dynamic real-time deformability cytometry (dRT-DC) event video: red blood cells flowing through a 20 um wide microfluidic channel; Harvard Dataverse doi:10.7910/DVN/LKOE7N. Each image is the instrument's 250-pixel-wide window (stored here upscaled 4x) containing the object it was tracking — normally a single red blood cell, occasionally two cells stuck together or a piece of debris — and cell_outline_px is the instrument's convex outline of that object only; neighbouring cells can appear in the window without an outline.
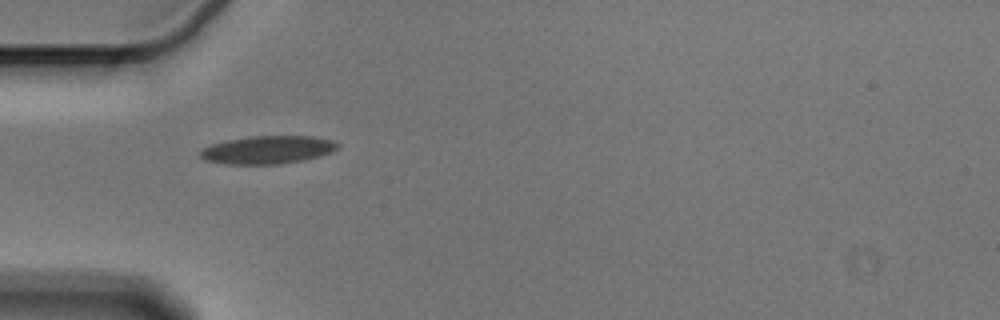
{"species": "Egyptian fruit bat (a non-hibernating species)", "species_latin": "Rousettus aegyptiacus", "temperature_condition": "cold", "stored_images_in_passage": 40, "camera_frame_rate_fps": 3000, "um_per_image_px": 0.085, "animal": {"sex": "male"}, "frame": {"image": 1, "passage_image": 1, "time_ms": 0.0, "image_size_px": [1000, 320], "cell_outline_px": [[340, 148], [332, 152], [320, 156], [304, 160], [280, 164], [224, 164], [204, 160], [200, 156], [200, 148], [212, 144], [228, 140], [252, 136], [312, 136], [332, 140], [340, 144]], "centroid_in_image_um": [22.77, 12.74], "position_along_channel_um": 62.2, "area_um2": 22.6}}
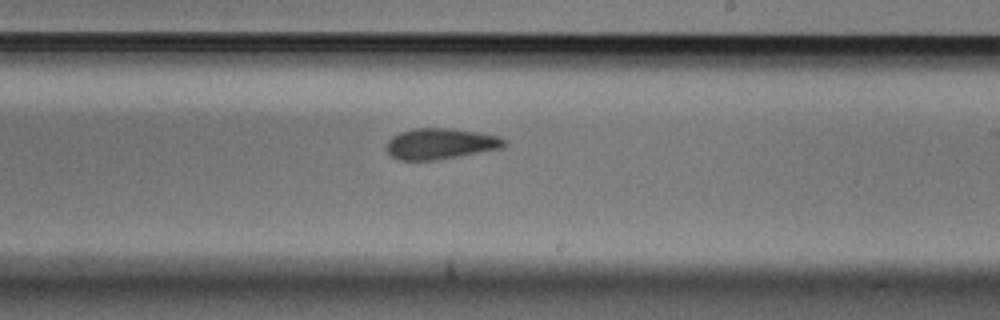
{"frame": {"image": 2, "passage_image": 17, "time_ms": 5.333, "image_size_px": [1000, 320], "cell_outline_px": [[508, 144], [500, 148], [436, 160], [400, 160], [392, 156], [384, 148], [388, 140], [392, 136], [400, 132], [412, 128], [444, 128], [476, 132], [500, 136], [508, 140]], "centroid_in_image_um": [37.41, 12.21], "position_along_channel_um": 251.6, "area_um2": 21.15}}
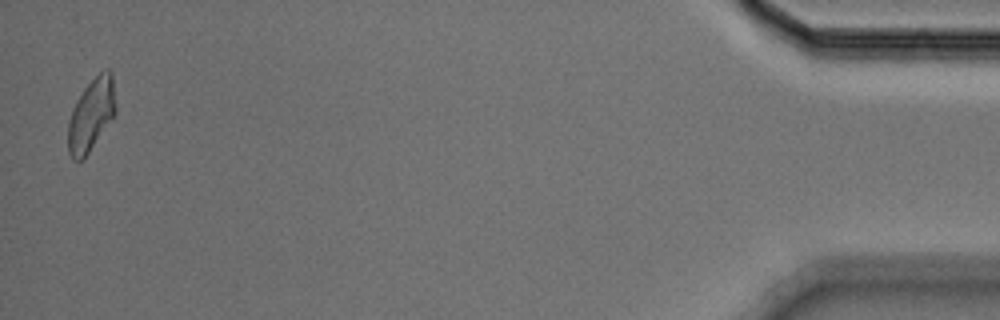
{"frame": {"image": 3, "passage_image": 39, "time_ms": 12.667, "image_size_px": [1000, 320], "cell_outline_px": [[116, 112], [84, 160], [72, 160], [68, 152], [68, 120], [72, 108], [76, 100], [84, 88], [100, 72], [108, 68], [112, 72], [116, 104]], "centroid_in_image_um": [7.75, 9.77], "position_along_channel_um": 427.5, "area_um2": 20.23}, "authors_computed_cell_mechanics": {"area_um2": 21.3282, "velocity_mm_per_s": 3.577, "shape_relaxation_time_tau1_ms": 8.0011, "shape_relaxation_time_tau2_ms": 2.6814, "deformation_change_tau1": 0.1553, "deformation_change_tau2": 0.0874}}